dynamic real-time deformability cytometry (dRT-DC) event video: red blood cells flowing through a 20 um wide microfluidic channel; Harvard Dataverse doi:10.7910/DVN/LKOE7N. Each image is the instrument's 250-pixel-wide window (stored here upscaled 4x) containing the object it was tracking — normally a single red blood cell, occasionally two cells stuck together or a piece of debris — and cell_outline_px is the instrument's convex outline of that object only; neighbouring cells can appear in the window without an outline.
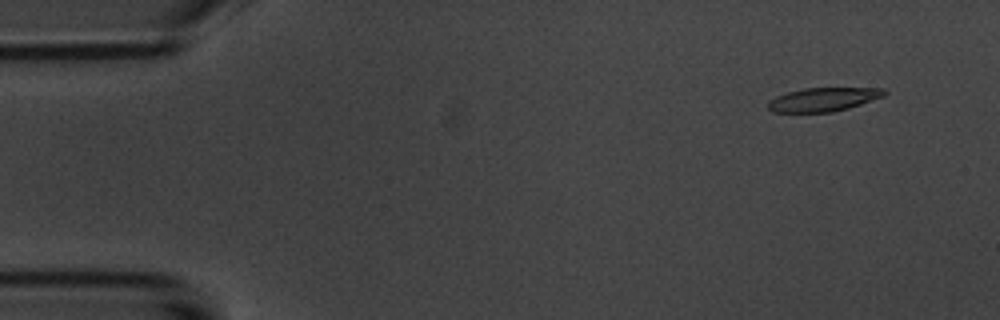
{"species": "common noctule bat (a hibernating species)", "species_latin": "Nyctalus noctula", "temperature_condition": "room temperature", "stored_images_in_passage": 4, "camera_frame_rate_fps": 3000, "um_per_image_px": 0.085, "animal": {"sex": "male", "body_mass_g": 20.1, "forearm_length_mm": 53.5}, "frame": {"image": 1, "passage_image": 2, "time_ms": 1.0, "image_size_px": [1000, 320], "cell_outline_px": [[888, 92], [884, 96], [848, 108], [832, 112], [772, 112], [768, 108], [768, 100], [776, 96], [788, 92], [804, 88], [884, 88]], "centroid_in_image_um": [69.97, 8.45], "position_along_channel_um": 15.0, "area_um2": 16.01}}
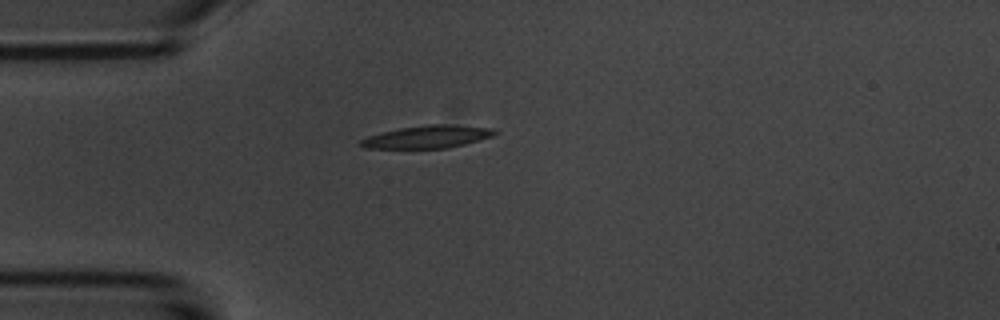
{"frame": {"image": 2, "passage_image": 4, "time_ms": 4.333, "image_size_px": [1000, 320], "cell_outline_px": [[500, 132], [492, 136], [464, 144], [448, 148], [364, 148], [360, 144], [360, 140], [368, 136], [380, 132], [400, 128], [428, 124], [448, 124], [492, 128]], "centroid_in_image_um": [36.34, 11.62], "position_along_channel_um": 48.7, "area_um2": 17.63}}